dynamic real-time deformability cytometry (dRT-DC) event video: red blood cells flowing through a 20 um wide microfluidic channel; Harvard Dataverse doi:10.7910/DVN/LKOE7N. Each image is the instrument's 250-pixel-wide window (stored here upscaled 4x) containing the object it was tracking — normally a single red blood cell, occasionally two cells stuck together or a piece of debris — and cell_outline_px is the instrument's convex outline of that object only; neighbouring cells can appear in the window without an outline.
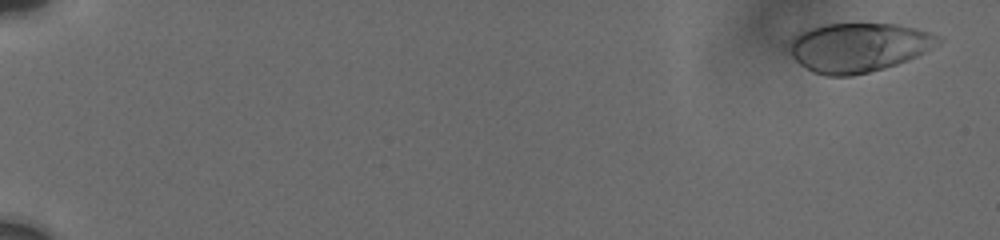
{"species": "human", "species_latin": "Homo sapiens", "temperature_condition": "cold", "stored_images_in_passage": 28, "camera_frame_rate_fps": 3000, "um_per_image_px": 0.085, "donor": {"sex": "male"}, "frame": {"image": 1, "passage_image": 1, "time_ms": 0.0, "image_size_px": [1000, 240], "cell_outline_px": [[944, 40], [932, 48], [908, 60], [884, 68], [852, 76], [824, 76], [812, 72], [800, 64], [792, 56], [788, 48], [792, 40], [800, 32], [824, 24], [900, 24], [932, 32], [944, 36]], "centroid_in_image_um": [73.02, 4.03], "position_along_channel_um": 12.0, "area_um2": 42.77}}
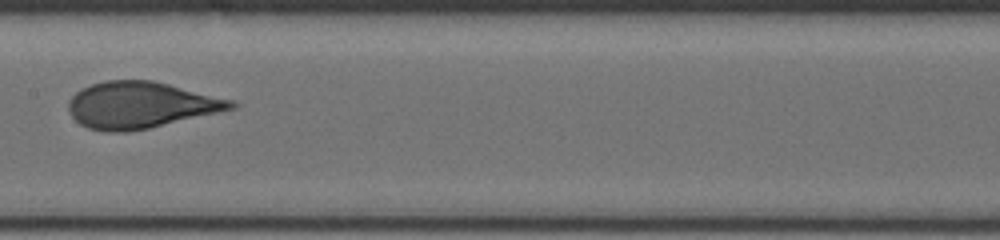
{"frame": {"image": 2, "passage_image": 16, "time_ms": 10.0, "image_size_px": [1000, 240], "cell_outline_px": [[240, 104], [236, 108], [148, 128], [128, 132], [108, 132], [88, 128], [80, 124], [68, 112], [68, 100], [76, 92], [92, 84], [104, 80], [152, 80], [236, 100]], "centroid_in_image_um": [11.97, 8.92], "position_along_channel_um": 195.4, "area_um2": 44.1}}
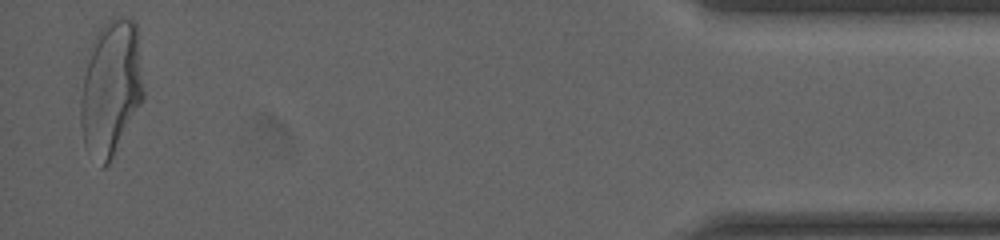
{"frame": {"image": 3, "passage_image": 27, "time_ms": 18.0, "image_size_px": [1000, 240], "cell_outline_px": [[144, 96], [140, 104], [108, 164], [104, 168], [100, 168], [84, 144], [80, 124], [80, 100], [84, 76], [92, 40], [96, 32], [112, 16], [120, 16], [132, 20], [136, 24], [144, 92]], "centroid_in_image_um": [9.41, 7.47], "position_along_channel_um": 425.8, "area_um2": 49.25}}